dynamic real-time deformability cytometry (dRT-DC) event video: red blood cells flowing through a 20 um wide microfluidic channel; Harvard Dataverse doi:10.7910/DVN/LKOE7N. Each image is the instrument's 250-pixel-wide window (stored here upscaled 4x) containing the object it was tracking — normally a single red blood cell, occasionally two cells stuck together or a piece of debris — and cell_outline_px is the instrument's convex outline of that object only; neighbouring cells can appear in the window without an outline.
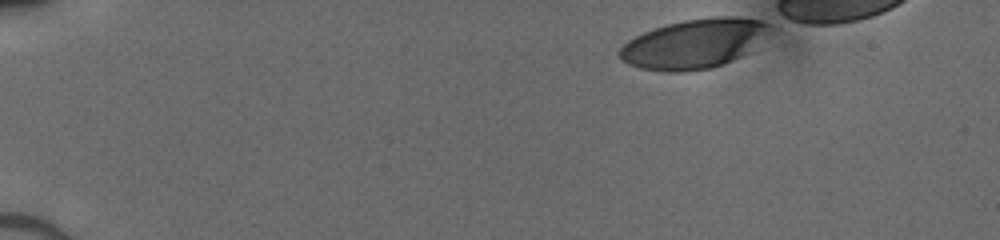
{"species": "human", "species_latin": "Homo sapiens", "temperature_condition": "cold", "stored_images_in_passage": 37, "camera_frame_rate_fps": 3000, "um_per_image_px": 0.085, "donor": {"sex": "male"}, "frame": {"image": 1, "passage_image": 1, "time_ms": 0.0, "image_size_px": [1000, 240], "cell_outline_px": [[768, 24], [744, 52], [740, 56], [732, 60], [712, 68], [680, 72], [668, 72], [640, 68], [628, 64], [620, 60], [620, 48], [628, 40], [644, 32], [668, 24], [684, 20], [716, 16], [740, 16], [768, 20]], "centroid_in_image_um": [58.86, 3.71], "position_along_channel_um": 26.1, "area_um2": 41.96}}
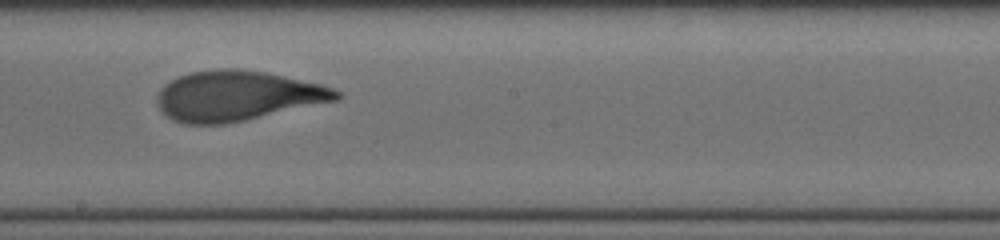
{"frame": {"image": 2, "passage_image": 24, "time_ms": 7.667, "image_size_px": [1000, 240], "cell_outline_px": [[344, 96], [340, 100], [244, 120], [224, 124], [184, 124], [172, 120], [156, 104], [156, 96], [160, 88], [164, 84], [176, 76], [192, 72], [220, 68], [236, 68], [264, 72], [320, 84], [332, 88], [340, 92]], "centroid_in_image_um": [20.14, 8.14], "position_along_channel_um": 228.1, "area_um2": 52.37}}
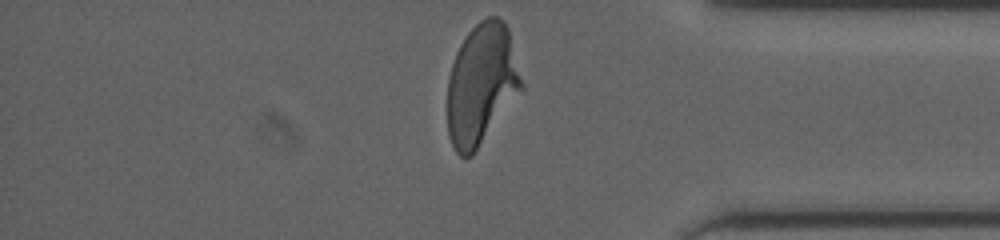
{"frame": {"image": 3, "passage_image": 37, "time_ms": 12.0, "image_size_px": [1000, 240], "cell_outline_px": [[524, 88], [472, 156], [460, 156], [456, 152], [448, 136], [448, 80], [452, 64], [456, 52], [460, 44], [468, 32], [480, 20], [488, 16], [496, 16], [504, 20], [508, 28], [524, 84]], "centroid_in_image_um": [40.94, 7.15], "position_along_channel_um": 394.3, "area_um2": 52.37}}